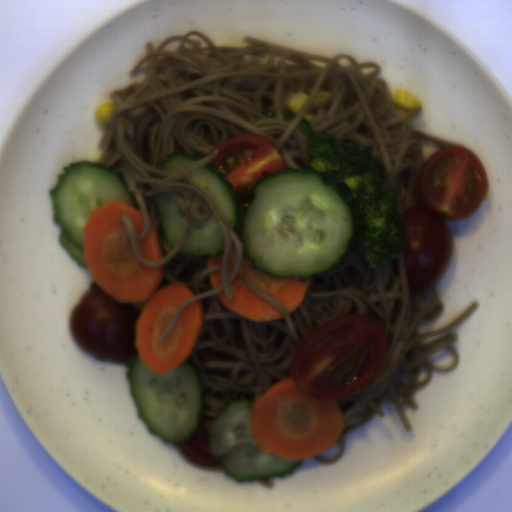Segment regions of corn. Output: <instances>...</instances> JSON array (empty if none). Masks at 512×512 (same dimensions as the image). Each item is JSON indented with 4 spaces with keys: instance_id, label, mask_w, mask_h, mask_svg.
Instances as JSON below:
<instances>
[{
    "instance_id": "obj_4",
    "label": "corn",
    "mask_w": 512,
    "mask_h": 512,
    "mask_svg": "<svg viewBox=\"0 0 512 512\" xmlns=\"http://www.w3.org/2000/svg\"><path fill=\"white\" fill-rule=\"evenodd\" d=\"M330 92L325 90L316 91L313 95L312 104L323 103L330 97Z\"/></svg>"
},
{
    "instance_id": "obj_6",
    "label": "corn",
    "mask_w": 512,
    "mask_h": 512,
    "mask_svg": "<svg viewBox=\"0 0 512 512\" xmlns=\"http://www.w3.org/2000/svg\"><path fill=\"white\" fill-rule=\"evenodd\" d=\"M413 122H414V117H413V115H412L411 117H409V118L404 119V124H405L406 126L412 125V124H413Z\"/></svg>"
},
{
    "instance_id": "obj_3",
    "label": "corn",
    "mask_w": 512,
    "mask_h": 512,
    "mask_svg": "<svg viewBox=\"0 0 512 512\" xmlns=\"http://www.w3.org/2000/svg\"><path fill=\"white\" fill-rule=\"evenodd\" d=\"M308 99L307 94L301 92H293L288 96L286 105L291 113H299L302 111L306 101Z\"/></svg>"
},
{
    "instance_id": "obj_2",
    "label": "corn",
    "mask_w": 512,
    "mask_h": 512,
    "mask_svg": "<svg viewBox=\"0 0 512 512\" xmlns=\"http://www.w3.org/2000/svg\"><path fill=\"white\" fill-rule=\"evenodd\" d=\"M116 103L106 102L95 109L94 115L98 123L109 125L112 122Z\"/></svg>"
},
{
    "instance_id": "obj_1",
    "label": "corn",
    "mask_w": 512,
    "mask_h": 512,
    "mask_svg": "<svg viewBox=\"0 0 512 512\" xmlns=\"http://www.w3.org/2000/svg\"><path fill=\"white\" fill-rule=\"evenodd\" d=\"M390 99L391 102L410 112H415L419 109V107H421L417 96L407 90L400 88L392 92Z\"/></svg>"
},
{
    "instance_id": "obj_5",
    "label": "corn",
    "mask_w": 512,
    "mask_h": 512,
    "mask_svg": "<svg viewBox=\"0 0 512 512\" xmlns=\"http://www.w3.org/2000/svg\"><path fill=\"white\" fill-rule=\"evenodd\" d=\"M302 118L306 119L307 121H309L311 123L312 121H314L317 118V114H316V112L304 113Z\"/></svg>"
}]
</instances>
